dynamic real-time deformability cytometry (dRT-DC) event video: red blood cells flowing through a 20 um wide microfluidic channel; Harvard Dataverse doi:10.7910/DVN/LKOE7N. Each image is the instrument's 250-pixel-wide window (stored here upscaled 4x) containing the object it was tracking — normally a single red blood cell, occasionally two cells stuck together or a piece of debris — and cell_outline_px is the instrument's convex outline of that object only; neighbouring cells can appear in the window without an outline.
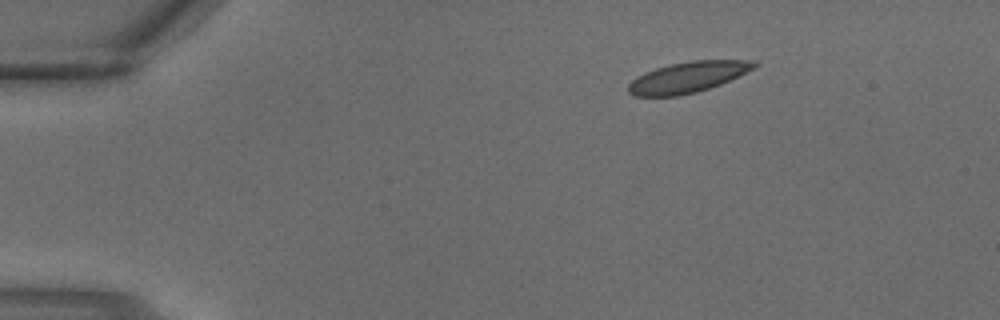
{"species": "common noctule bat (a hibernating species)", "species_latin": "Nyctalus noctula", "temperature_condition": "warm", "stored_images_in_passage": 3, "segment_of_instrument_passage": [1, 2], "camera_frame_rate_fps": 3000, "um_per_image_px": 0.085, "animal": {"sex": "male", "body_mass_g": 18.8}, "frame": {"image": 1, "passage_image": 1, "time_ms": 0.0, "image_size_px": [1000, 320], "cell_outline_px": [[760, 64], [720, 84], [696, 92], [680, 96], [632, 96], [628, 92], [628, 84], [636, 76], [644, 72], [668, 64], [692, 60], [756, 60]], "centroid_in_image_um": [58.4, 6.56], "position_along_channel_um": 26.6, "area_um2": 22.54}}